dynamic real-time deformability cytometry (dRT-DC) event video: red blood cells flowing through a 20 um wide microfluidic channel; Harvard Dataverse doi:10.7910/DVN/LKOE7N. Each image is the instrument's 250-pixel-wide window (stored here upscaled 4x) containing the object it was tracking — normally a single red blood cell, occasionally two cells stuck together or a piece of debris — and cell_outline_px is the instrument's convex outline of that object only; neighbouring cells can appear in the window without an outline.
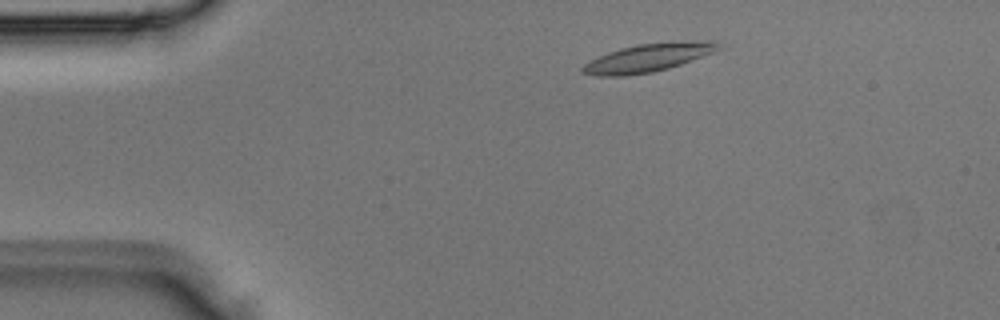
{"species": "Egyptian fruit bat (a non-hibernating species)", "species_latin": "Rousettus aegyptiacus", "temperature_condition": "room temperature", "stored_images_in_passage": 3, "camera_frame_rate_fps": 3000, "um_per_image_px": 0.085, "animal": {"sex": "male"}, "frame": {"image": 1, "passage_image": 2, "time_ms": 0.333, "image_size_px": [1000, 320], "cell_outline_px": [[720, 48], [716, 52], [668, 68], [652, 72], [628, 76], [596, 76], [580, 72], [580, 68], [588, 60], [608, 52], [620, 48], [640, 44], [704, 40], [716, 40], [720, 44]], "centroid_in_image_um": [55.07, 4.91], "position_along_channel_um": 29.9, "area_um2": 22.43}}